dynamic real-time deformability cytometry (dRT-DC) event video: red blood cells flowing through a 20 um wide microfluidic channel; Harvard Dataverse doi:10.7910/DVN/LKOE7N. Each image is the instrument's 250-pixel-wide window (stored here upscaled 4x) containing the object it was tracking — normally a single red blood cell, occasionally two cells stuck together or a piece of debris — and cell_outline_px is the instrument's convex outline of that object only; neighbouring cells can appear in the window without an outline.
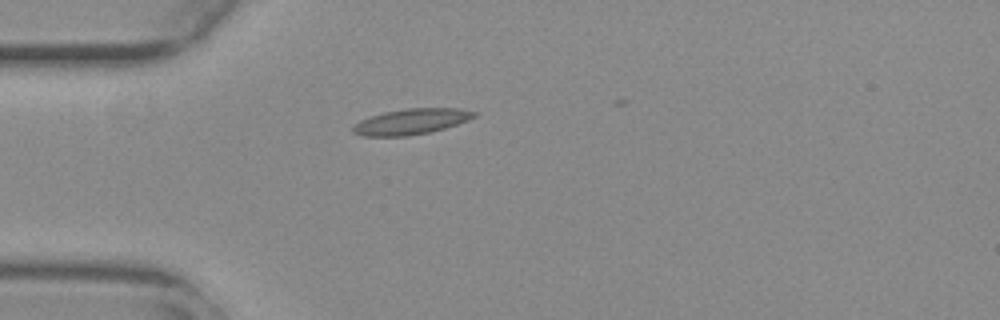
{"species": "common noctule bat (a hibernating species)", "species_latin": "Nyctalus noctula", "temperature_condition": "warm", "stored_images_in_passage": 10, "camera_frame_rate_fps": 3000, "um_per_image_px": 0.085, "animal": {"sex": "female", "body_mass_g": 29.2, "forearm_length_mm": 56.3}, "frame": {"image": 1, "passage_image": 1, "time_ms": 0.0, "image_size_px": [1000, 320], "cell_outline_px": [[476, 116], [468, 120], [432, 132], [408, 136], [364, 136], [352, 132], [352, 128], [360, 120], [384, 112], [404, 108], [460, 108], [476, 112]], "centroid_in_image_um": [34.96, 10.33], "position_along_channel_um": 50.0, "area_um2": 18.09}}
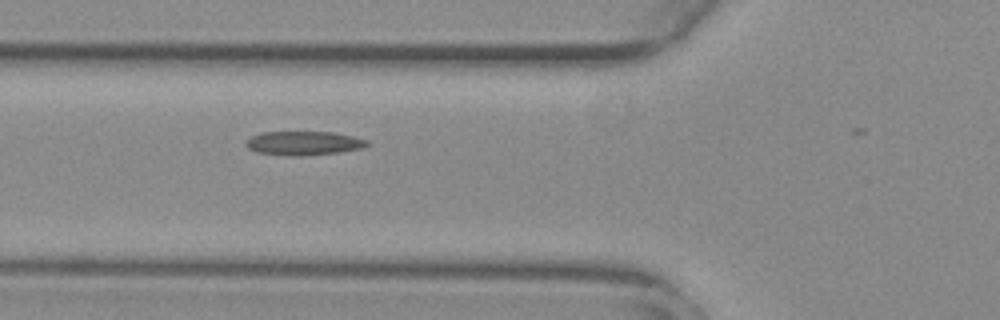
{"frame": {"image": 2, "passage_image": 6, "time_ms": 1.667, "image_size_px": [1000, 320], "cell_outline_px": [[372, 144], [364, 148], [340, 152], [300, 156], [288, 156], [256, 152], [248, 148], [244, 144], [244, 140], [260, 132], [332, 132], [352, 136], [368, 140]], "centroid_in_image_um": [25.81, 12.17], "position_along_channel_um": 100.0, "area_um2": 17.17}}
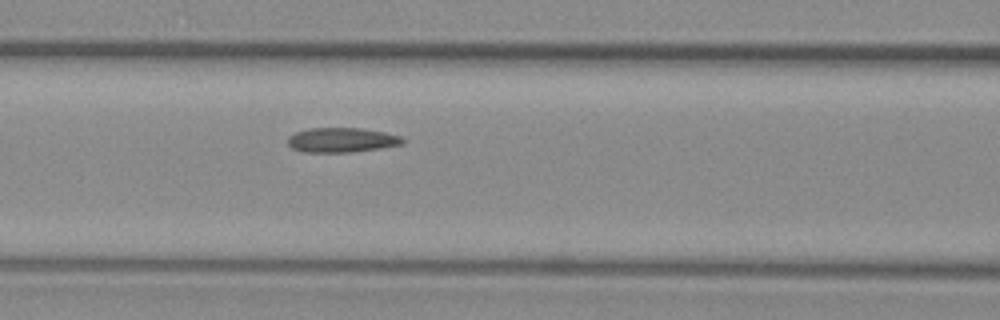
{"frame": {"image": 3, "passage_image": 9, "time_ms": 2.667, "image_size_px": [1000, 320], "cell_outline_px": [[404, 144], [380, 148], [352, 152], [300, 152], [292, 148], [288, 144], [288, 136], [296, 132], [308, 128], [360, 128], [384, 132], [400, 136], [404, 140]], "centroid_in_image_um": [29.02, 11.9], "position_along_channel_um": 137.6, "area_um2": 16.53}}